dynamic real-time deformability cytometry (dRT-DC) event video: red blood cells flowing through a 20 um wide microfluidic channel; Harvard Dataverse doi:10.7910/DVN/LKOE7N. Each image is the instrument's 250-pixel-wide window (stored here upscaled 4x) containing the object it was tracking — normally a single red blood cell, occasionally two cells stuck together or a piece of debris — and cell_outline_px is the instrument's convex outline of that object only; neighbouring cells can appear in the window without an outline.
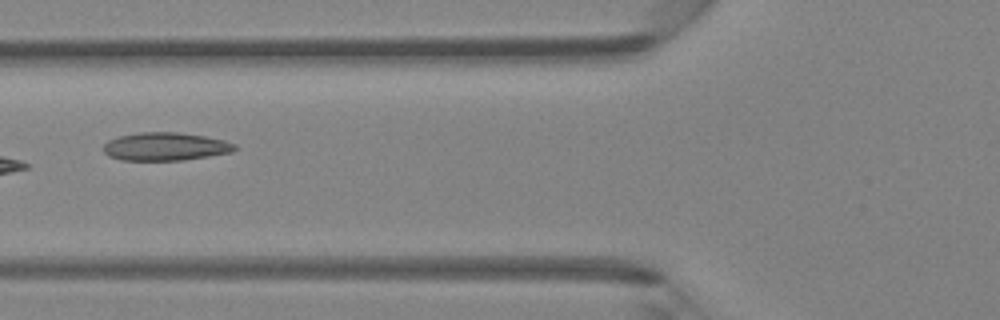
{"species": "Egyptian fruit bat (a non-hibernating species)", "species_latin": "Rousettus aegyptiacus", "temperature_condition": "room temperature", "stored_images_in_passage": 7, "camera_frame_rate_fps": 3000, "um_per_image_px": 0.085, "animal": {"sex": "female"}, "frame": {"image": 1, "passage_image": 6, "time_ms": 5.667, "image_size_px": [1000, 320], "cell_outline_px": [[240, 148], [232, 152], [184, 160], [120, 160], [108, 156], [104, 152], [104, 144], [108, 140], [120, 136], [140, 132], [176, 132], [204, 136], [224, 140], [236, 144]], "centroid_in_image_um": [14.08, 12.46], "position_along_channel_um": 111.7, "area_um2": 21.56}}
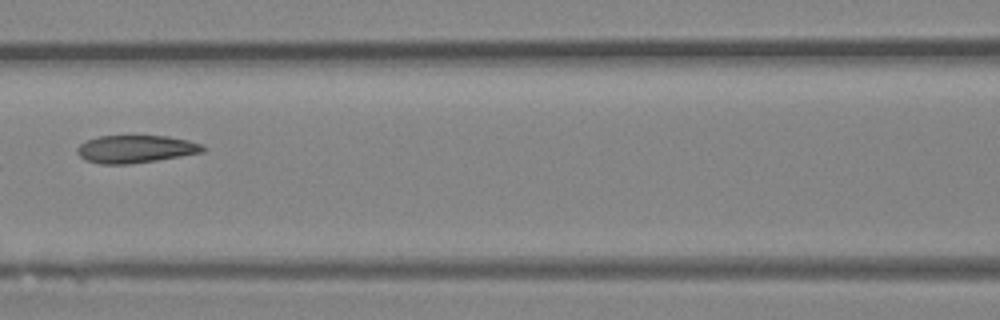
{"frame": {"image": 2, "passage_image": 7, "time_ms": 6.667, "image_size_px": [1000, 320], "cell_outline_px": [[208, 148], [204, 152], [156, 160], [128, 164], [100, 164], [84, 160], [76, 152], [76, 148], [80, 144], [88, 140], [100, 136], [168, 136], [188, 140], [200, 144]], "centroid_in_image_um": [11.52, 12.67], "position_along_channel_um": 155.1, "area_um2": 20.23}}